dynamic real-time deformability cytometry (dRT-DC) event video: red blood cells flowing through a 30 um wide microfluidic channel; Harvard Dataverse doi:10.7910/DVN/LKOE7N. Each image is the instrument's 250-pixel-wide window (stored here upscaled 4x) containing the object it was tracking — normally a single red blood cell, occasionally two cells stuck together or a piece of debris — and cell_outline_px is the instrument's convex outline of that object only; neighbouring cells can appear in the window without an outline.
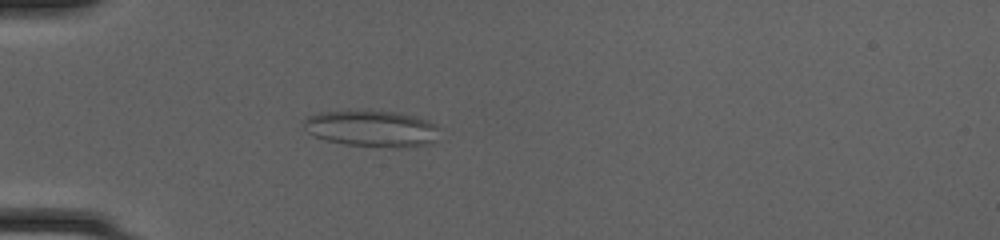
{"species": "common noctule bat (a hibernating species)", "species_latin": "Nyctalus noctula", "temperature_condition": "cold", "stored_images_in_passage": 50, "camera_frame_rate_fps": 3000, "um_per_image_px": 0.085, "animal": {"sex": "female", "body_mass_g": 20.0, "forearm_length_mm": 54.0}, "frame": {"image": 1, "passage_image": 16, "time_ms": 5.0, "image_size_px": [1000, 240], "cell_outline_px": [[440, 128], [432, 140], [428, 144], [404, 148], [348, 144], [328, 140], [316, 136], [308, 132], [304, 128], [300, 120], [308, 116], [320, 112], [348, 108], [400, 112], [416, 116], [428, 120], [436, 124]], "centroid_in_image_um": [31.55, 10.87], "position_along_channel_um": 53.4, "area_um2": 29.42}}
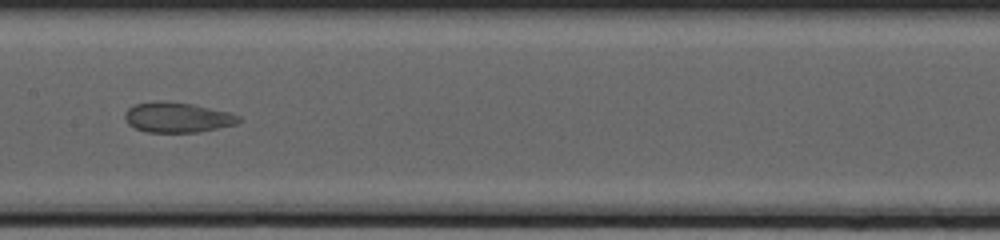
{"frame": {"image": 2, "passage_image": 27, "time_ms": 8.667, "image_size_px": [1000, 240], "cell_outline_px": [[240, 120], [236, 124], [196, 132], [148, 132], [136, 128], [128, 124], [124, 116], [124, 112], [128, 108], [136, 104], [156, 100], [164, 100], [192, 104], [228, 112], [240, 116]], "centroid_in_image_um": [15.03, 9.96], "position_along_channel_um": 192.4, "area_um2": 19.88}}
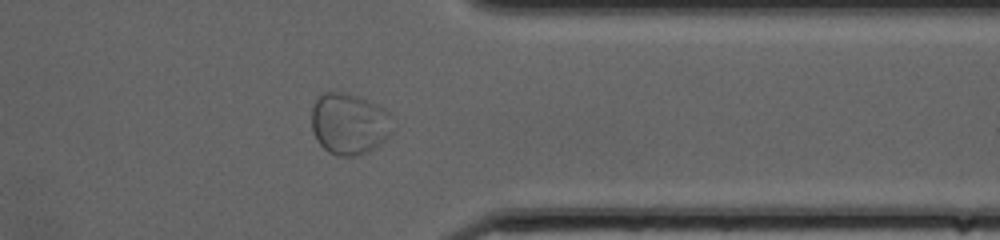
{"frame": {"image": 3, "passage_image": 41, "time_ms": 13.333, "image_size_px": [1000, 240], "cell_outline_px": [[392, 132], [380, 144], [368, 152], [356, 156], [336, 156], [328, 152], [316, 140], [312, 132], [312, 108], [316, 100], [324, 92], [344, 92], [360, 96], [384, 108], [392, 116]], "centroid_in_image_um": [29.69, 10.53], "position_along_channel_um": 381.7, "area_um2": 29.3}}